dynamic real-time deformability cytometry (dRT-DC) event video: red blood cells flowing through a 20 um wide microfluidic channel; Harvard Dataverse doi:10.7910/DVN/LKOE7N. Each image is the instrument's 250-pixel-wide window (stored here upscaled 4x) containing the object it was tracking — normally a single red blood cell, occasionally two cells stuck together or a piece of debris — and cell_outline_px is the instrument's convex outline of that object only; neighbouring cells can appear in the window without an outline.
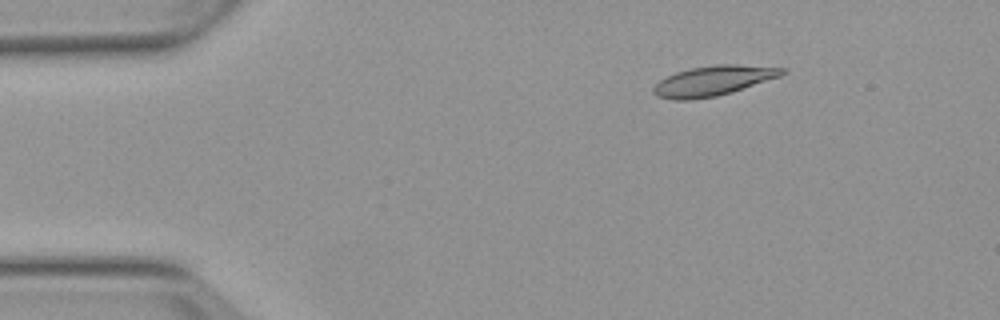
{"species": "Egyptian fruit bat (a non-hibernating species)", "species_latin": "Rousettus aegyptiacus", "temperature_condition": "warm", "stored_images_in_passage": 3, "camera_frame_rate_fps": 3000, "um_per_image_px": 0.085, "animal": {"sex": "female"}, "frame": {"image": 1, "passage_image": 1, "time_ms": 0.0, "image_size_px": [1000, 320], "cell_outline_px": [[788, 72], [780, 76], [732, 92], [716, 96], [692, 100], [672, 100], [656, 96], [652, 92], [652, 88], [660, 80], [676, 72], [692, 68], [716, 64], [736, 64], [788, 68]], "centroid_in_image_um": [60.63, 6.87], "position_along_channel_um": 24.4, "area_um2": 22.54}}
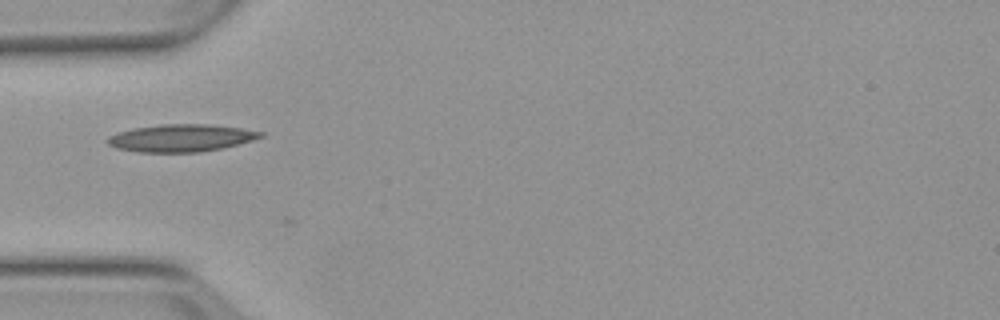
{"frame": {"image": 2, "passage_image": 3, "time_ms": 3.0, "image_size_px": [1000, 320], "cell_outline_px": [[264, 136], [252, 140], [224, 148], [200, 152], [140, 152], [116, 148], [108, 144], [104, 140], [108, 136], [116, 132], [132, 128], [160, 124], [208, 124], [240, 128], [264, 132]], "centroid_in_image_um": [15.35, 11.73], "position_along_channel_um": 69.7, "area_um2": 24.62}}